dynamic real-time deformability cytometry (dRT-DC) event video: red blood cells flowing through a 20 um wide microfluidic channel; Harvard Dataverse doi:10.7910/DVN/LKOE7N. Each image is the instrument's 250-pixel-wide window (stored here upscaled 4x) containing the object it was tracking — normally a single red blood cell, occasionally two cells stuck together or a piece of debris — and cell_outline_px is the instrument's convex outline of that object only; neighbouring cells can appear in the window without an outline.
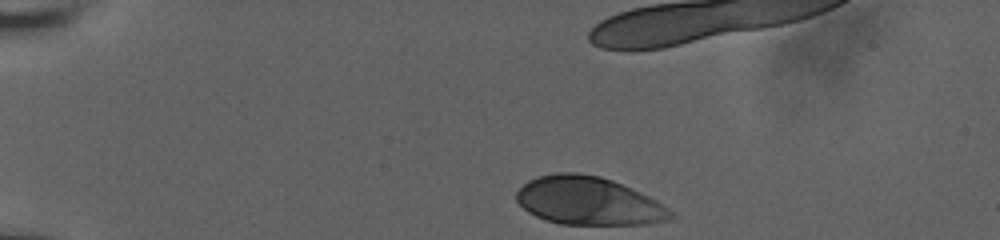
{"species": "human", "species_latin": "Homo sapiens", "temperature_condition": "room temperature", "stored_images_in_passage": 43, "camera_frame_rate_fps": 3000, "um_per_image_px": 0.085, "donor": {"sex": "male"}, "frame": {"image": 1, "passage_image": 1, "time_ms": 0.0, "image_size_px": [1000, 240], "cell_outline_px": [[676, 216], [668, 220], [644, 224], [560, 224], [536, 216], [528, 212], [516, 200], [516, 192], [528, 180], [536, 176], [556, 172], [576, 172], [600, 176], [612, 180], [640, 192], [656, 200], [668, 208]], "centroid_in_image_um": [50.01, 17.07], "position_along_channel_um": 35.0, "area_um2": 43.18}}
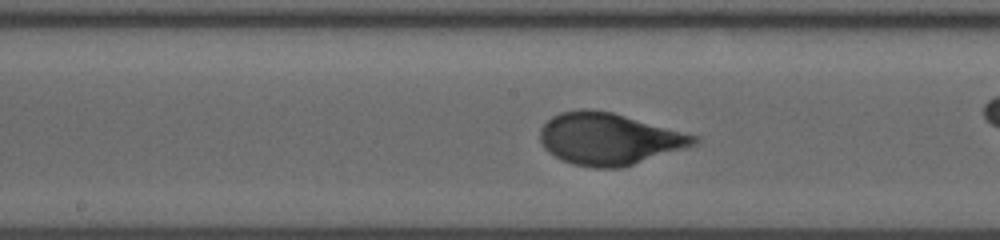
{"frame": {"image": 2, "passage_image": 22, "time_ms": 6.333, "image_size_px": [1000, 240], "cell_outline_px": [[700, 140], [696, 144], [620, 168], [592, 168], [572, 164], [560, 160], [548, 152], [544, 148], [540, 140], [540, 128], [552, 116], [560, 112], [580, 108], [588, 108], [612, 112], [700, 136]], "centroid_in_image_um": [51.73, 11.79], "position_along_channel_um": 196.5, "area_um2": 46.59}}
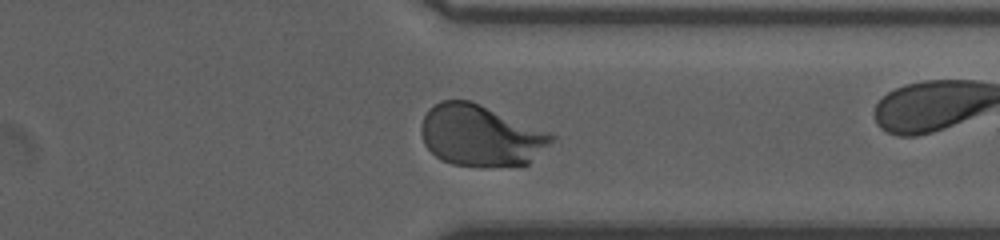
{"frame": {"image": 3, "passage_image": 40, "time_ms": 11.0, "image_size_px": [1000, 240], "cell_outline_px": [[556, 136], [528, 164], [480, 168], [452, 164], [440, 160], [424, 144], [420, 132], [420, 124], [428, 108], [440, 100], [472, 100], [548, 132]], "centroid_in_image_um": [40.79, 11.52], "position_along_channel_um": 370.6, "area_um2": 46.82}}